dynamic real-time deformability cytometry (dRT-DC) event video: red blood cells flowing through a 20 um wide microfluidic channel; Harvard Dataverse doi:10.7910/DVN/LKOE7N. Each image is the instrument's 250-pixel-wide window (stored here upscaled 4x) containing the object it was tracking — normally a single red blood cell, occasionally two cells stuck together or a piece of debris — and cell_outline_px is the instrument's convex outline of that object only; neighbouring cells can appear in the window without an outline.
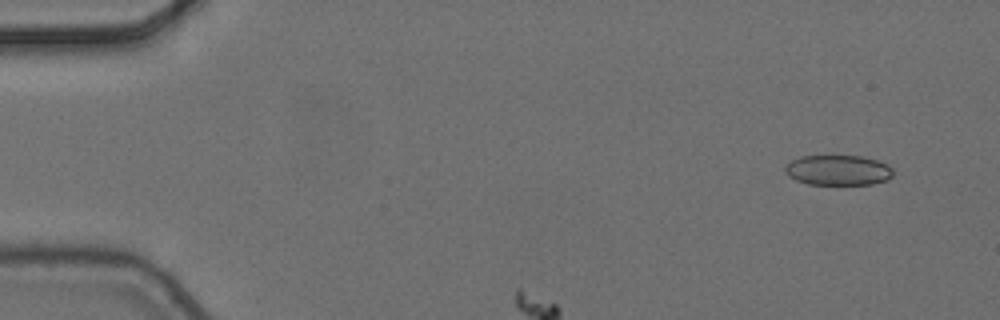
{"species": "common noctule bat (a hibernating species)", "species_latin": "Nyctalus noctula", "temperature_condition": "cold", "stored_images_in_passage": 9, "camera_frame_rate_fps": 3000, "um_per_image_px": 0.085, "animal": {"sex": "female", "body_mass_g": 24.6, "forearm_length_mm": 56.2}, "frame": {"image": 1, "passage_image": 1, "time_ms": 0.0, "image_size_px": [1000, 320], "cell_outline_px": [[892, 176], [888, 180], [872, 184], [808, 184], [796, 180], [788, 176], [784, 172], [784, 168], [792, 160], [800, 156], [860, 156], [876, 160], [888, 164], [892, 168]], "centroid_in_image_um": [71.23, 14.47], "position_along_channel_um": 13.8, "area_um2": 19.02}}
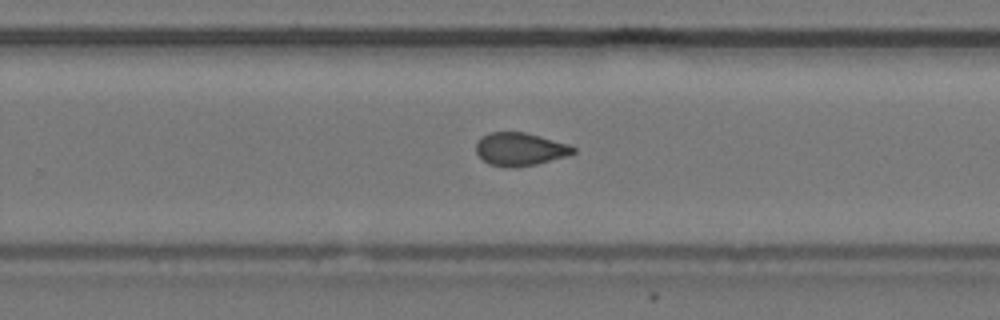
{"frame": {"image": 2, "passage_image": 9, "time_ms": 2.667, "image_size_px": [1000, 320], "cell_outline_px": [[576, 152], [568, 156], [536, 164], [516, 168], [512, 168], [488, 164], [476, 152], [476, 144], [488, 132], [524, 132], [540, 136], [568, 144], [576, 148]], "centroid_in_image_um": [44.23, 12.69], "position_along_channel_um": 285.6, "area_um2": 18.67}}